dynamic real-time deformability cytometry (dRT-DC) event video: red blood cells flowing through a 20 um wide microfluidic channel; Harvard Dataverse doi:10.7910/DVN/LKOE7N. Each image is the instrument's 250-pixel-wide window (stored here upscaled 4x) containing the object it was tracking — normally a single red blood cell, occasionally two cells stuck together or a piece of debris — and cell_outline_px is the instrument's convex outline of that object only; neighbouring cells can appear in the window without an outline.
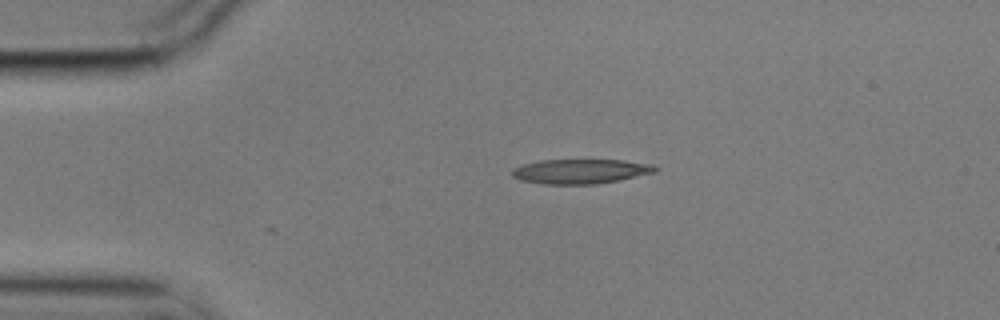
{"species": "common noctule bat (a hibernating species)", "species_latin": "Nyctalus noctula", "temperature_condition": "cold", "stored_images_in_passage": 5, "camera_frame_rate_fps": 3000, "um_per_image_px": 0.085, "animal": {"sex": "male", "body_mass_g": 17.9}, "frame": {"image": 1, "passage_image": 1, "time_ms": 0.0, "image_size_px": [1000, 320], "cell_outline_px": [[660, 168], [656, 172], [620, 180], [596, 184], [540, 184], [520, 180], [512, 176], [512, 168], [524, 164], [540, 160], [624, 160], [652, 164]], "centroid_in_image_um": [49.36, 14.57], "position_along_channel_um": 35.6, "area_um2": 20.69}}